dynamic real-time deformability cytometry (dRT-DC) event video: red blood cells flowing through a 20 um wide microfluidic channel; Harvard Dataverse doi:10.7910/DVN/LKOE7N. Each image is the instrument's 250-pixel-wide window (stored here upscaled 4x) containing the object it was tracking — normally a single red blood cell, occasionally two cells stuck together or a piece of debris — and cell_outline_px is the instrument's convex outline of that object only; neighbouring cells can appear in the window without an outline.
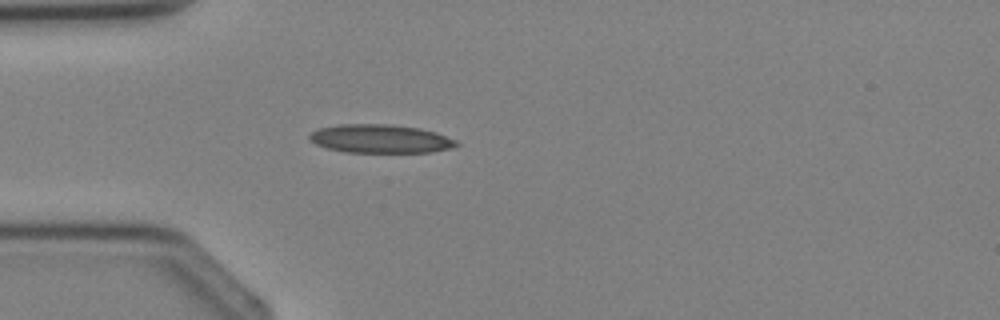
{"species": "Egyptian fruit bat (a non-hibernating species)", "species_latin": "Rousettus aegyptiacus", "temperature_condition": "cold", "stored_images_in_passage": 1, "camera_frame_rate_fps": 3000, "um_per_image_px": 0.085, "animal": {"sex": "female"}, "frame": {"image": 1, "passage_image": 1, "time_ms": 0.0, "image_size_px": [1000, 320], "cell_outline_px": [[460, 144], [452, 148], [432, 152], [348, 152], [328, 148], [316, 144], [308, 140], [308, 136], [316, 128], [340, 124], [392, 124], [420, 128], [436, 132], [456, 140]], "centroid_in_image_um": [32.33, 11.78], "position_along_channel_um": 52.7, "area_um2": 24.57}}